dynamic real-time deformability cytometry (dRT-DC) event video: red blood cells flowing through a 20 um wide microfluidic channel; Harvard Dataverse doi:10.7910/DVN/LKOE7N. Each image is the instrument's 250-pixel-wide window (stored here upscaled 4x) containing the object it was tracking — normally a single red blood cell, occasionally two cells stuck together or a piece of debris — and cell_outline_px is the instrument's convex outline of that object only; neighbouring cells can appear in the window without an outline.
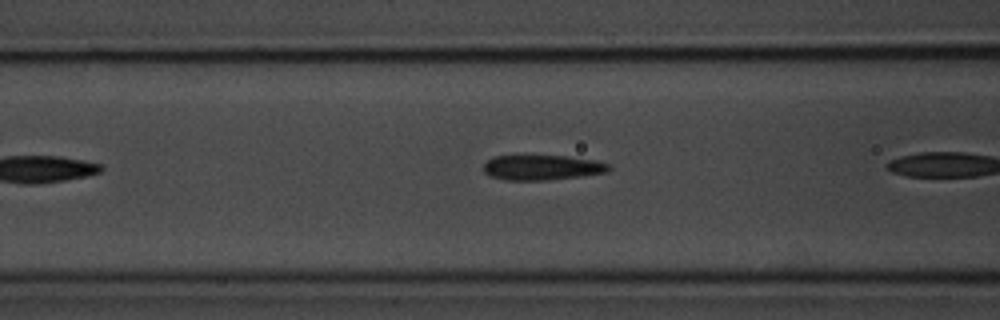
{"species": "common noctule bat (a hibernating species)", "species_latin": "Nyctalus noctula", "temperature_condition": "room temperature", "stored_images_in_passage": 6, "camera_frame_rate_fps": 3000, "um_per_image_px": 0.085, "animal": {"sex": "male", "body_mass_g": 20.1, "forearm_length_mm": 53.5}, "frame": {"image": 1, "passage_image": 6, "time_ms": 6.333, "image_size_px": [1000, 320], "cell_outline_px": [[612, 168], [608, 172], [580, 176], [548, 180], [504, 180], [488, 176], [484, 172], [484, 164], [492, 156], [568, 156], [596, 160], [608, 164]], "centroid_in_image_um": [46.07, 14.24], "position_along_channel_um": 120.5, "area_um2": 18.38}}